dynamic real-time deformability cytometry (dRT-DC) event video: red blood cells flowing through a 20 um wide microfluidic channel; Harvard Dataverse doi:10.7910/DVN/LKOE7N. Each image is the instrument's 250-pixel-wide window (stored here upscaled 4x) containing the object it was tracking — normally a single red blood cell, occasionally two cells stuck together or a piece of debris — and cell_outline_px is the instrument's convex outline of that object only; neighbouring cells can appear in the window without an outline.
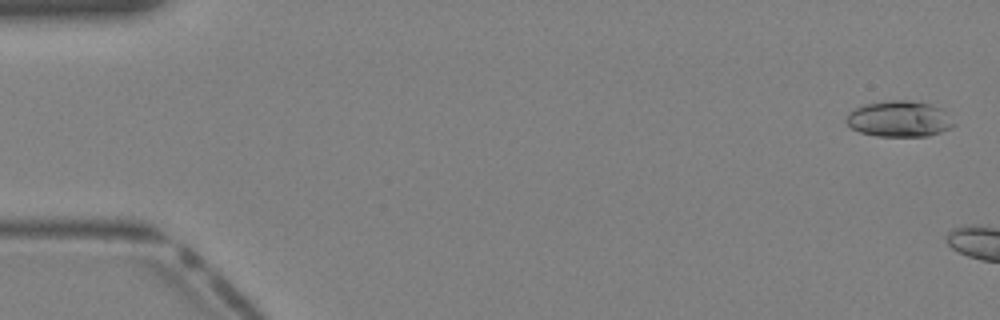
{"species": "Egyptian fruit bat (a non-hibernating species)", "species_latin": "Rousettus aegyptiacus", "temperature_condition": "warm", "stored_images_in_passage": 4, "camera_frame_rate_fps": 3000, "um_per_image_px": 0.085, "animal": {"sex": "female"}, "frame": {"image": 1, "passage_image": 1, "time_ms": 0.0, "image_size_px": [1000, 320], "cell_outline_px": [[956, 124], [952, 128], [928, 136], [876, 136], [860, 132], [852, 128], [844, 120], [848, 112], [864, 104], [888, 100], [908, 100], [928, 104], [944, 108]], "centroid_in_image_um": [76.45, 10.1], "position_along_channel_um": 8.5, "area_um2": 22.77}}